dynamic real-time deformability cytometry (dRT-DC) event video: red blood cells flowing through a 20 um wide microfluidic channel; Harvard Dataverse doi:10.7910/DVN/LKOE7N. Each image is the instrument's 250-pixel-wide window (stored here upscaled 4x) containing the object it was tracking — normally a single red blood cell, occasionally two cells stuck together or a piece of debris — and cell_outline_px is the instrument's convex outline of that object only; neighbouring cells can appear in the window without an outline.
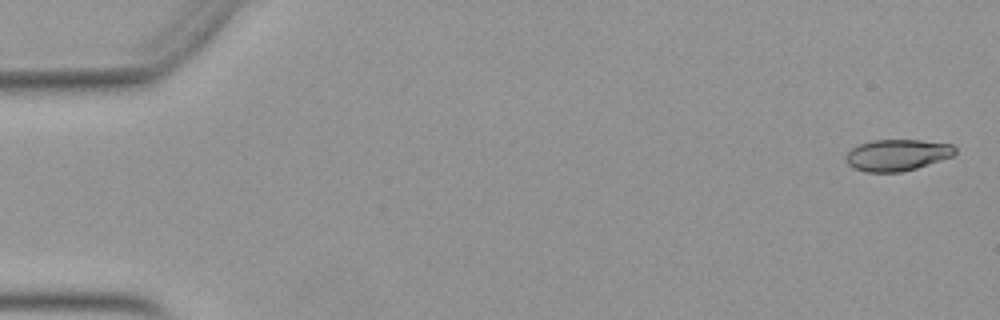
{"species": "Egyptian fruit bat (a non-hibernating species)", "species_latin": "Rousettus aegyptiacus", "temperature_condition": "warm", "stored_images_in_passage": 53, "camera_frame_rate_fps": 3000, "um_per_image_px": 0.085, "animal": {"sex": "female"}, "frame": {"image": 1, "passage_image": 2, "time_ms": 0.333, "image_size_px": [1000, 320], "cell_outline_px": [[956, 152], [952, 156], [916, 168], [900, 172], [864, 172], [852, 168], [848, 164], [844, 156], [852, 148], [860, 144], [872, 140], [920, 140], [952, 144], [956, 148]], "centroid_in_image_um": [76.23, 13.18], "position_along_channel_um": 8.8, "area_um2": 20.0}}
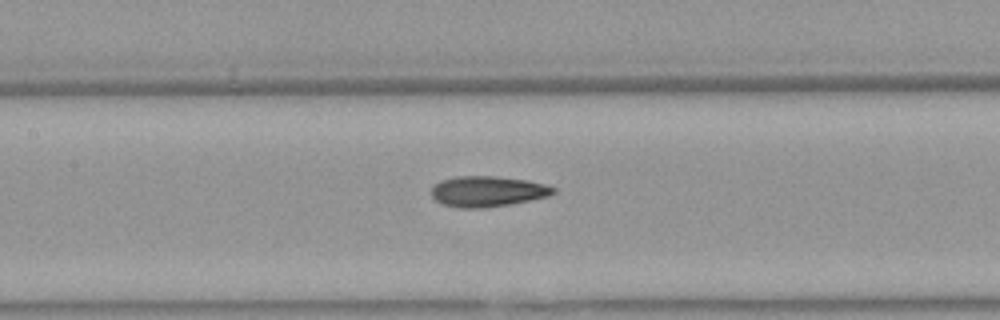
{"frame": {"image": 2, "passage_image": 25, "time_ms": 8.0, "image_size_px": [1000, 320], "cell_outline_px": [[556, 192], [548, 196], [532, 200], [512, 204], [488, 208], [460, 208], [444, 204], [436, 200], [432, 196], [432, 188], [440, 180], [456, 176], [496, 176], [528, 180], [544, 184], [556, 188]], "centroid_in_image_um": [41.47, 16.27], "position_along_channel_um": 165.9, "area_um2": 21.91}}
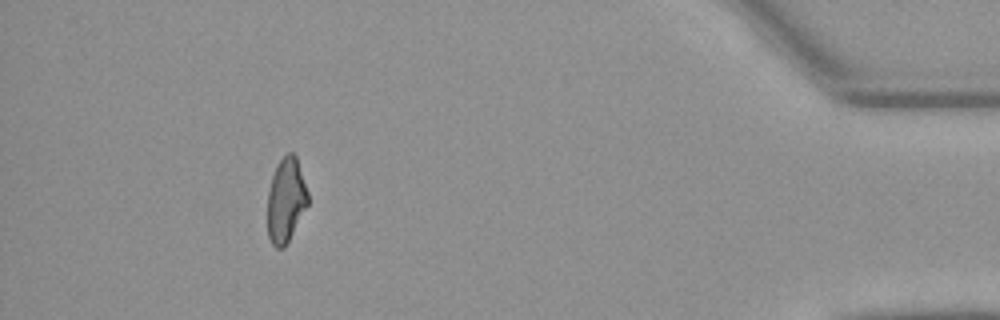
{"frame": {"image": 3, "passage_image": 48, "time_ms": 15.667, "image_size_px": [1000, 320], "cell_outline_px": [[308, 204], [284, 248], [276, 248], [272, 244], [268, 236], [268, 192], [272, 176], [280, 160], [288, 152], [292, 152], [296, 156], [308, 192]], "centroid_in_image_um": [24.3, 17.02], "position_along_channel_um": 410.9, "area_um2": 19.59}, "authors_computed_cell_mechanics": {"area_um2": 20.9236, "velocity_mm_per_s": 3.9571, "shape_relaxation_time_tau1_ms": null, "shape_relaxation_time_tau2_ms": 2.5732, "deformation_change_tau1": null, "deformation_change_tau2": 0.1007}}